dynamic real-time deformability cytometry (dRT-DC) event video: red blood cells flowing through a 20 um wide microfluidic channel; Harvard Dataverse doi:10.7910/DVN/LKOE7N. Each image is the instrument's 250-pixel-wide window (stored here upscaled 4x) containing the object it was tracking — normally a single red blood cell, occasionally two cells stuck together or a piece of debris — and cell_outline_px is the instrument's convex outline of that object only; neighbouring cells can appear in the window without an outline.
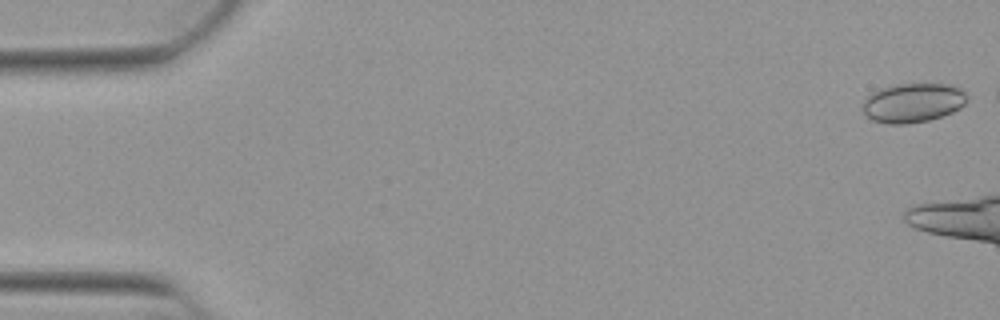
{"species": "Egyptian fruit bat (a non-hibernating species)", "species_latin": "Rousettus aegyptiacus", "temperature_condition": "warm", "stored_images_in_passage": 10, "camera_frame_rate_fps": 3000, "um_per_image_px": 0.085, "animal": {"sex": "female"}, "frame": {"image": 1, "passage_image": 1, "time_ms": 0.0, "image_size_px": [1000, 320], "cell_outline_px": [[968, 100], [960, 108], [952, 112], [928, 120], [908, 124], [888, 124], [872, 120], [864, 112], [864, 100], [872, 92], [880, 88], [896, 84], [956, 84], [968, 96]], "centroid_in_image_um": [77.63, 8.72], "position_along_channel_um": 7.4, "area_um2": 23.93}}